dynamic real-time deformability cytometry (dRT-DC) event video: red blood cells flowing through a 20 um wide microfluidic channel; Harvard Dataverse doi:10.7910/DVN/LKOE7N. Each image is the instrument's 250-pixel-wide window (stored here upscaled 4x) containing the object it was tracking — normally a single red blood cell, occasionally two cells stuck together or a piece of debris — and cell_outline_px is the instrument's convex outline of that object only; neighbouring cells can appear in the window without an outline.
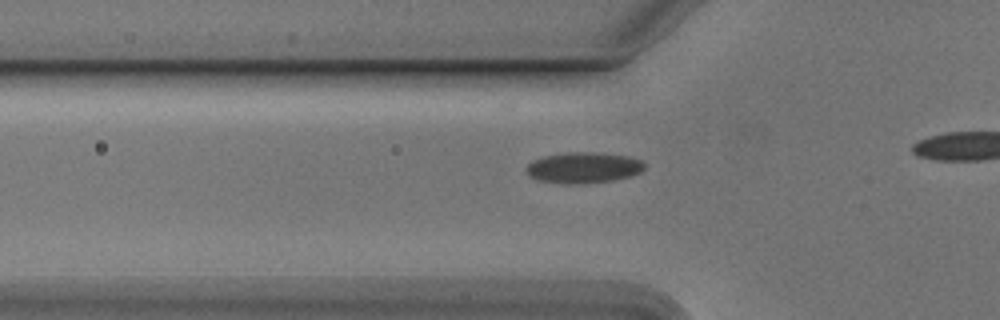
{"species": "Egyptian fruit bat (a non-hibernating species)", "species_latin": "Rousettus aegyptiacus", "temperature_condition": "cold", "stored_images_in_passage": 16, "camera_frame_rate_fps": 3000, "um_per_image_px": 0.085, "animal": {"sex": "male"}, "frame": {"image": 1, "passage_image": 10, "time_ms": 3.0, "image_size_px": [1000, 320], "cell_outline_px": [[644, 168], [640, 172], [632, 176], [616, 180], [584, 184], [560, 184], [536, 180], [528, 176], [524, 168], [532, 160], [544, 156], [568, 152], [592, 152], [628, 156], [640, 160], [644, 164]], "centroid_in_image_um": [49.54, 14.27], "position_along_channel_um": 76.3, "area_um2": 21.68}}
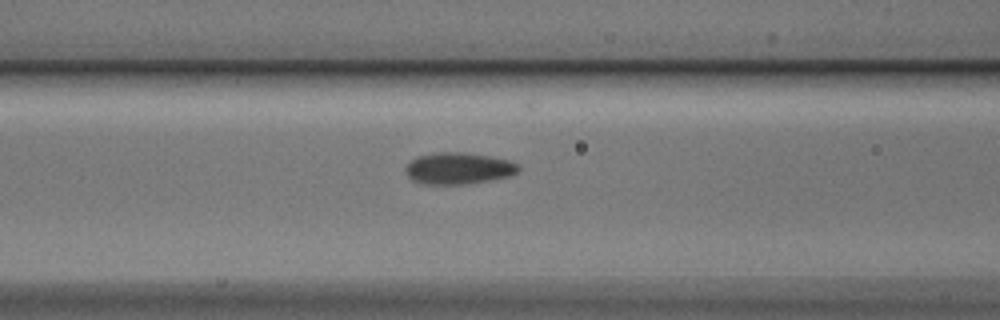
{"frame": {"image": 2, "passage_image": 14, "time_ms": 4.333, "image_size_px": [1000, 320], "cell_outline_px": [[520, 168], [516, 172], [508, 176], [492, 180], [468, 184], [420, 184], [412, 180], [408, 176], [404, 168], [416, 156], [436, 152], [460, 152], [492, 156], [508, 160], [520, 164]], "centroid_in_image_um": [38.96, 14.31], "position_along_channel_um": 127.6, "area_um2": 20.98}}